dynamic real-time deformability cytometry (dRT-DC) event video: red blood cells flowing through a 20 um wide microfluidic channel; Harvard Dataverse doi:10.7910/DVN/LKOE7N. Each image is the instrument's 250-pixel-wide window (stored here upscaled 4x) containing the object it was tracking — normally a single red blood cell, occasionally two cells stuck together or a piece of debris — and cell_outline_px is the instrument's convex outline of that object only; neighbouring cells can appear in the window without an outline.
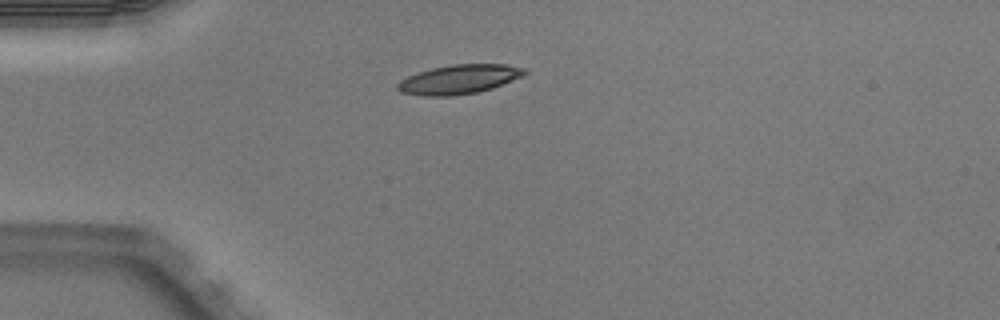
{"species": "Egyptian fruit bat (a non-hibernating species)", "species_latin": "Rousettus aegyptiacus", "temperature_condition": "warm", "stored_images_in_passage": 2, "camera_frame_rate_fps": 3000, "um_per_image_px": 0.085, "animal": {"sex": "male"}, "frame": {"image": 1, "passage_image": 2, "time_ms": 0.333, "image_size_px": [1000, 320], "cell_outline_px": [[528, 72], [512, 80], [492, 88], [476, 92], [452, 96], [424, 96], [400, 92], [396, 88], [396, 84], [400, 80], [408, 76], [432, 68], [452, 64], [508, 64], [524, 68]], "centroid_in_image_um": [38.99, 6.74], "position_along_channel_um": 46.0, "area_um2": 21.5}}